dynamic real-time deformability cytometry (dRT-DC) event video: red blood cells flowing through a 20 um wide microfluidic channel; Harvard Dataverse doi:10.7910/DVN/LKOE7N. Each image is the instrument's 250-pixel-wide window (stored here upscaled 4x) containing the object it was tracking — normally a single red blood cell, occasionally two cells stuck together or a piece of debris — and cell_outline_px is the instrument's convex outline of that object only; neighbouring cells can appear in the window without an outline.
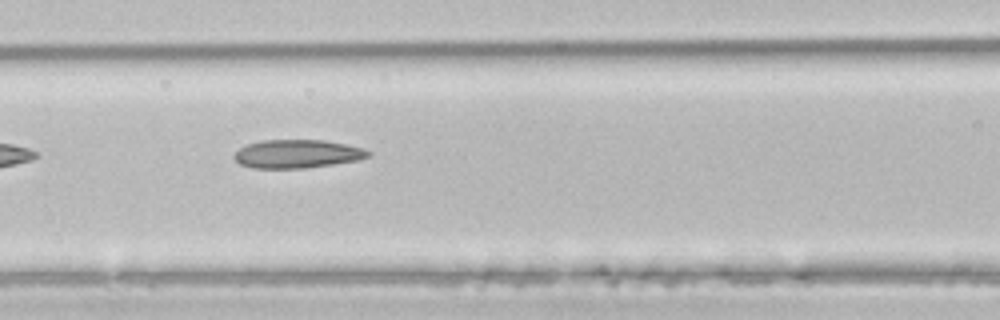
{"species": "common noctule bat (a hibernating species)", "species_latin": "Nyctalus noctula", "temperature_condition": "room temperature", "stored_images_in_passage": 6, "camera_frame_rate_fps": 3000, "um_per_image_px": 0.085, "animal": {"sex": "male", "body_mass_g": 21.5, "forearm_length_mm": 52.0}, "frame": {"image": 1, "passage_image": 5, "time_ms": 1.333, "image_size_px": [1000, 320], "cell_outline_px": [[372, 152], [368, 156], [360, 160], [308, 168], [252, 168], [240, 164], [232, 156], [240, 148], [248, 144], [260, 140], [324, 140], [364, 148]], "centroid_in_image_um": [25.28, 13.08], "position_along_channel_um": 141.3, "area_um2": 22.25}}
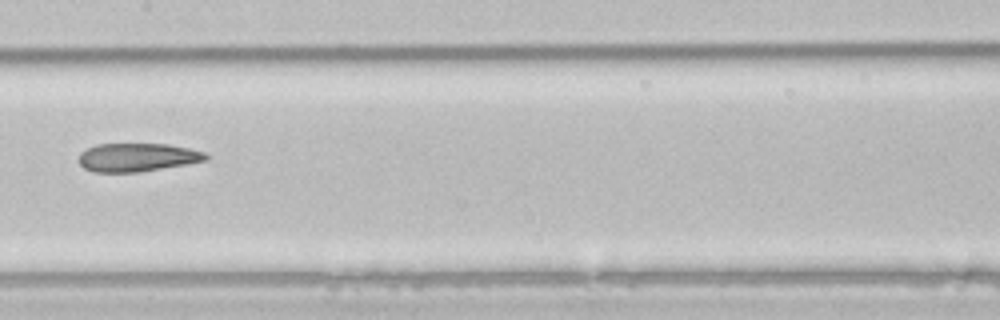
{"frame": {"image": 2, "passage_image": 6, "time_ms": 1.667, "image_size_px": [1000, 320], "cell_outline_px": [[208, 160], [188, 164], [140, 172], [92, 172], [84, 168], [80, 164], [80, 152], [96, 144], [168, 144], [188, 148], [204, 152], [208, 156]], "centroid_in_image_um": [11.68, 13.38], "position_along_channel_um": 195.7, "area_um2": 21.04}}